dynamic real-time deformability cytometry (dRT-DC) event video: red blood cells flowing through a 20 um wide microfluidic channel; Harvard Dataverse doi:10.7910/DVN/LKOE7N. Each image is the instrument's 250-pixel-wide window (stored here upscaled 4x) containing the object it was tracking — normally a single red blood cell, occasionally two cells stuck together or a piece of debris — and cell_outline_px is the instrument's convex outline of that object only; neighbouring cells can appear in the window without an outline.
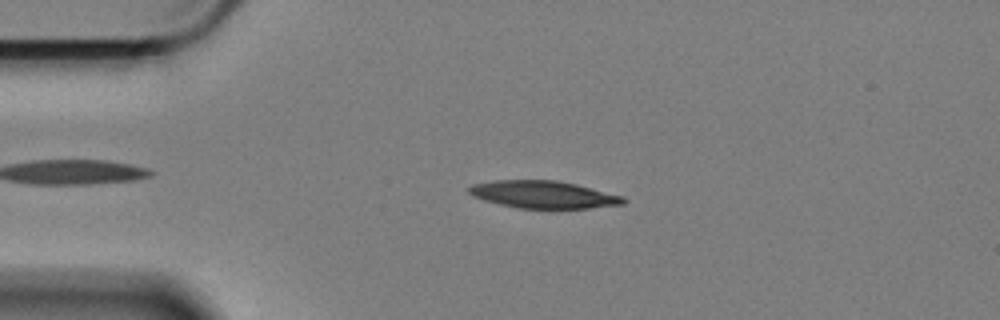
{"species": "Egyptian fruit bat (a non-hibernating species)", "species_latin": "Rousettus aegyptiacus", "temperature_condition": "cold", "stored_images_in_passage": 51, "camera_frame_rate_fps": 3000, "um_per_image_px": 0.085, "animal": {"sex": "female"}, "frame": {"image": 1, "passage_image": 6, "time_ms": 1.667, "image_size_px": [1000, 320], "cell_outline_px": [[628, 200], [624, 204], [588, 208], [520, 208], [500, 204], [484, 200], [472, 196], [468, 192], [468, 188], [472, 184], [496, 180], [556, 180], [576, 184], [624, 196]], "centroid_in_image_um": [46.2, 16.53], "position_along_channel_um": 38.8, "area_um2": 24.62}}
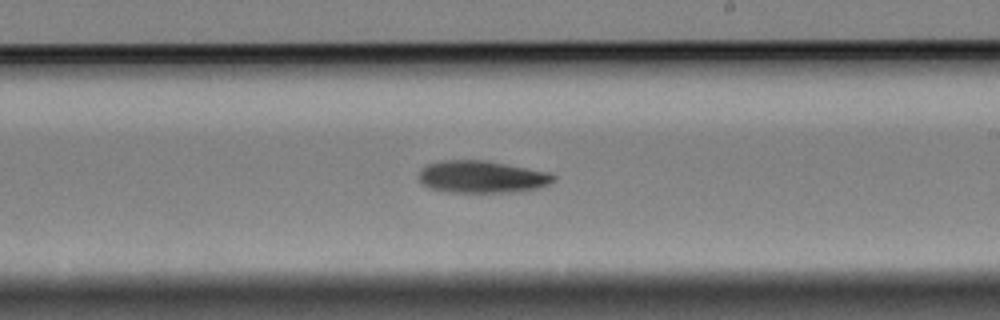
{"frame": {"image": 2, "passage_image": 27, "time_ms": 8.667, "image_size_px": [1000, 320], "cell_outline_px": [[556, 176], [548, 184], [536, 188], [516, 192], [448, 192], [432, 188], [424, 184], [420, 180], [420, 172], [428, 164], [444, 160], [484, 160], [548, 172]], "centroid_in_image_um": [40.97, 15.03], "position_along_channel_um": 248.0, "area_um2": 24.8}}
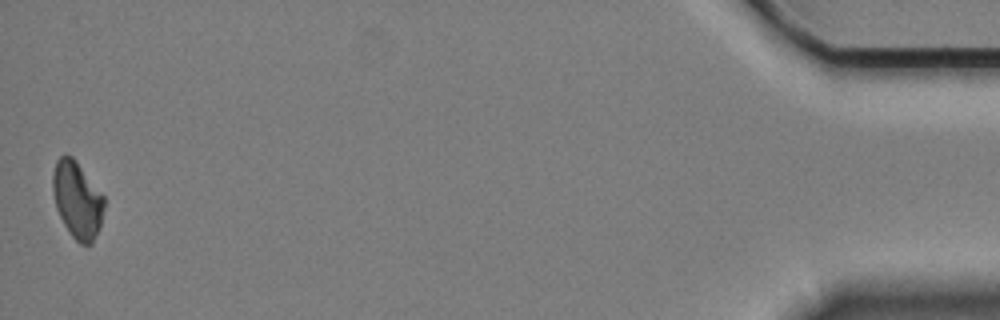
{"frame": {"image": 3, "passage_image": 51, "time_ms": 16.667, "image_size_px": [1000, 320], "cell_outline_px": [[104, 208], [100, 224], [92, 244], [80, 244], [72, 236], [64, 224], [56, 208], [52, 188], [52, 172], [56, 160], [64, 152], [72, 156], [76, 160], [104, 196]], "centroid_in_image_um": [6.54, 16.94], "position_along_channel_um": 428.7, "area_um2": 23.0}, "authors_computed_cell_mechanics": {"area_um2": 25.143, "velocity_mm_per_s": 3.3825, "shape_relaxation_time_tau1_ms": 5.658, "shape_relaxation_time_tau2_ms": null, "deformation_change_tau1": 0.1355, "deformation_change_tau2": null}}